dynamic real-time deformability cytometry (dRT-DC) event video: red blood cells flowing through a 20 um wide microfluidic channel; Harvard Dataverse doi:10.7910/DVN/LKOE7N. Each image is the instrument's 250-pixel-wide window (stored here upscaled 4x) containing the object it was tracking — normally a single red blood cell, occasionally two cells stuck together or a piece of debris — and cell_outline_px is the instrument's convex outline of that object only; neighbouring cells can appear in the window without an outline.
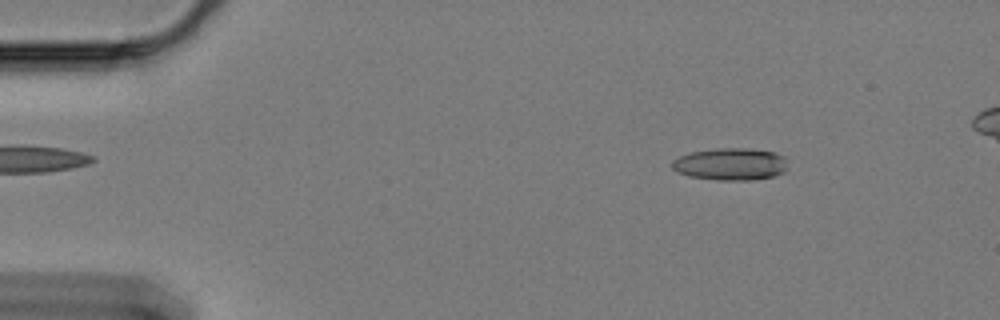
{"species": "Egyptian fruit bat (a non-hibernating species)", "species_latin": "Rousettus aegyptiacus", "temperature_condition": "cold", "stored_images_in_passage": 60, "camera_frame_rate_fps": 3000, "um_per_image_px": 0.085, "animal": {"sex": "female"}, "frame": {"image": 1, "passage_image": 8, "time_ms": 2.333, "image_size_px": [1000, 320], "cell_outline_px": [[788, 168], [784, 172], [772, 176], [752, 180], [716, 180], [688, 176], [676, 172], [672, 168], [672, 160], [680, 156], [692, 152], [720, 148], [748, 148], [776, 152], [784, 156], [788, 160]], "centroid_in_image_um": [62.13, 13.95], "position_along_channel_um": 22.9, "area_um2": 21.96}}
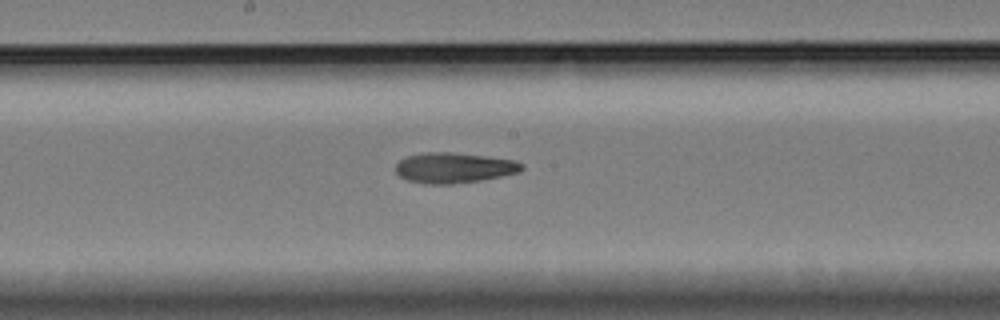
{"frame": {"image": 2, "passage_image": 32, "time_ms": 10.333, "image_size_px": [1000, 320], "cell_outline_px": [[524, 168], [520, 172], [480, 180], [452, 184], [424, 184], [408, 180], [400, 176], [396, 172], [396, 164], [400, 160], [408, 156], [420, 152], [452, 152], [516, 160], [524, 164]], "centroid_in_image_um": [38.59, 14.26], "position_along_channel_um": 209.6, "area_um2": 22.37}}
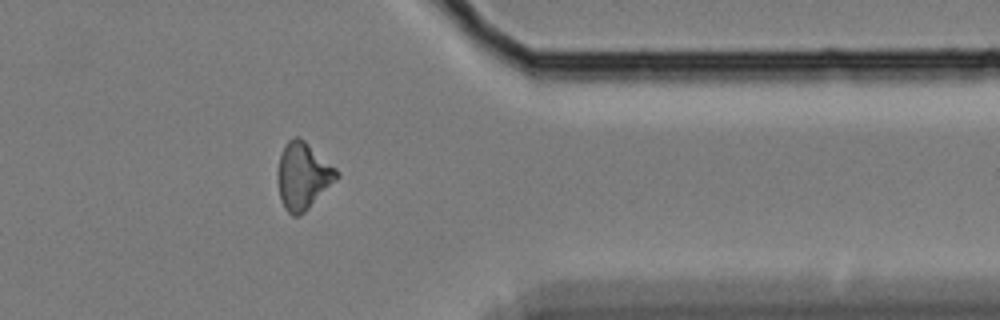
{"frame": {"image": 3, "passage_image": 49, "time_ms": 16.0, "image_size_px": [1000, 320], "cell_outline_px": [[340, 176], [300, 216], [292, 216], [284, 208], [280, 196], [276, 176], [276, 172], [280, 156], [288, 140], [292, 136], [300, 136], [336, 168], [340, 172]], "centroid_in_image_um": [25.74, 14.94], "position_along_channel_um": 385.7, "area_um2": 23.0}, "authors_computed_cell_mechanics": {"area_um2": 21.8484, "velocity_mm_per_s": 3.3112, "shape_relaxation_time_tau1_ms": 9.6924, "shape_relaxation_time_tau2_ms": 6.4402, "deformation_change_tau1": 0.232, "deformation_change_tau2": 0.1544}}